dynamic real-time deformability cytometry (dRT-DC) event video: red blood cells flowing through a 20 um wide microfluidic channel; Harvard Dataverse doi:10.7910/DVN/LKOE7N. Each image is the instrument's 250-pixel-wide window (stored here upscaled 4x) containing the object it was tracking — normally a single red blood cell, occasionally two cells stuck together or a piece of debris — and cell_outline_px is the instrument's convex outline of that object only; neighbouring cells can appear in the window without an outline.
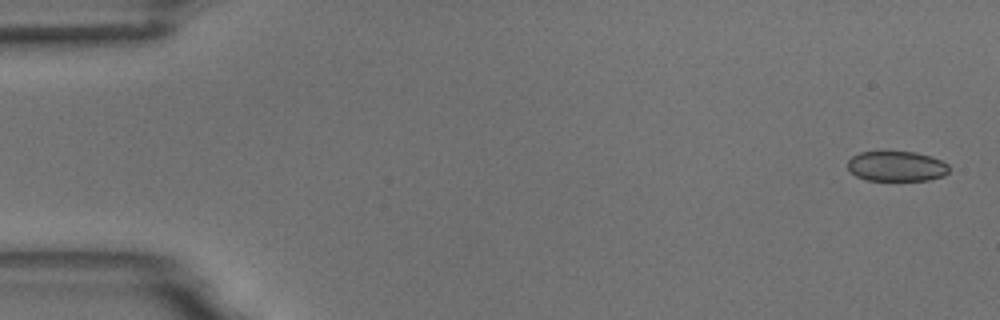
{"species": "common noctule bat (a hibernating species)", "species_latin": "Nyctalus noctula", "temperature_condition": "room temperature", "stored_images_in_passage": 4, "camera_frame_rate_fps": 3000, "um_per_image_px": 0.085, "animal": {"sex": "male", "body_mass_g": 18.8}, "frame": {"image": 1, "passage_image": 1, "time_ms": 0.0, "image_size_px": [1000, 320], "cell_outline_px": [[948, 172], [944, 176], [928, 180], [864, 180], [856, 176], [848, 168], [848, 160], [852, 156], [860, 152], [916, 152], [932, 156], [948, 164]], "centroid_in_image_um": [76.21, 14.13], "position_along_channel_um": 8.8, "area_um2": 17.8}}
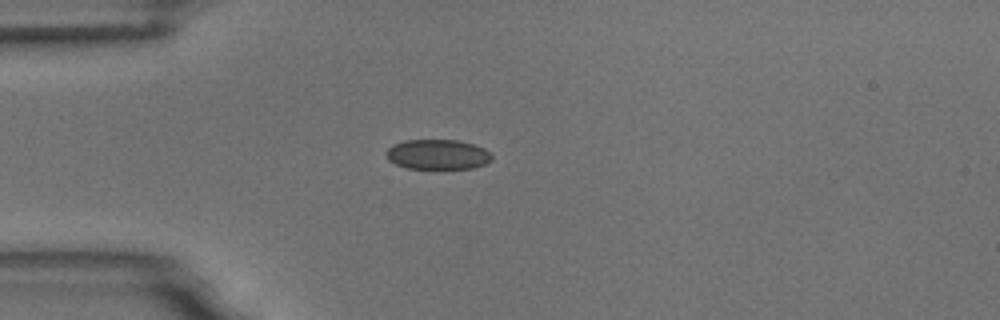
{"frame": {"image": 2, "passage_image": 4, "time_ms": 4.333, "image_size_px": [1000, 320], "cell_outline_px": [[492, 160], [484, 164], [472, 168], [408, 168], [396, 164], [388, 160], [384, 152], [392, 144], [404, 140], [456, 140], [472, 144], [484, 148], [492, 156]], "centroid_in_image_um": [37.16, 13.12], "position_along_channel_um": 47.8, "area_um2": 18.38}}